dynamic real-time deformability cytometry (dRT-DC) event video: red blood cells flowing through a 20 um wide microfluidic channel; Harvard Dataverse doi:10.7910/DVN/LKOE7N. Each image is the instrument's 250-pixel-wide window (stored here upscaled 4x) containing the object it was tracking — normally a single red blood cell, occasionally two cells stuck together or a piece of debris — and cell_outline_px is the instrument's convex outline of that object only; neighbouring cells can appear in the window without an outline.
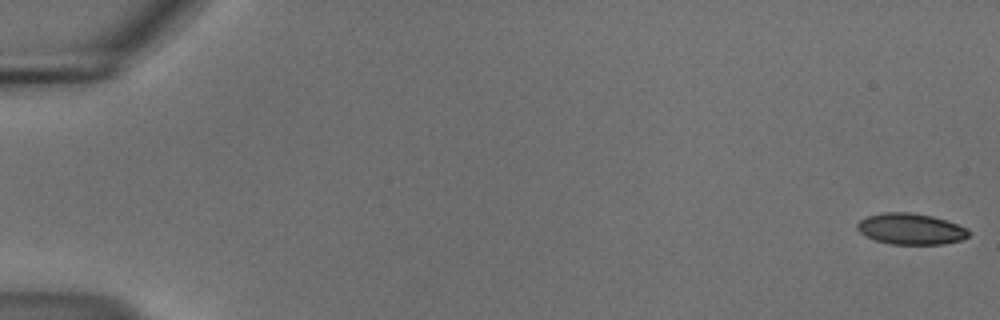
{"species": "common noctule bat (a hibernating species)", "species_latin": "Nyctalus noctula", "temperature_condition": "cold", "stored_images_in_passage": 55, "camera_frame_rate_fps": 3000, "um_per_image_px": 0.085, "animal": {"sex": "male", "body_mass_g": 18.8}, "frame": {"image": 1, "passage_image": 1, "time_ms": 0.0, "image_size_px": [1000, 320], "cell_outline_px": [[972, 232], [968, 236], [960, 240], [944, 244], [892, 244], [876, 240], [860, 232], [856, 228], [856, 224], [860, 220], [868, 216], [884, 212], [912, 212], [932, 216], [968, 228]], "centroid_in_image_um": [77.43, 19.45], "position_along_channel_um": 7.6, "area_um2": 20.11}}
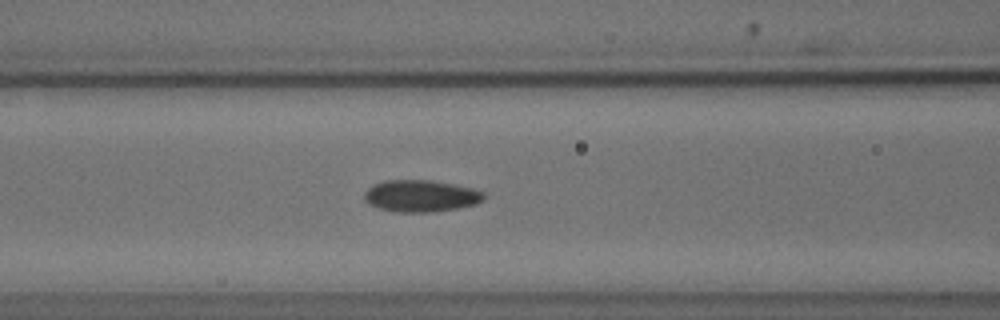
{"frame": {"image": 2, "passage_image": 24, "time_ms": 7.667, "image_size_px": [1000, 320], "cell_outline_px": [[484, 200], [476, 204], [456, 208], [432, 212], [396, 212], [376, 208], [368, 204], [364, 200], [364, 192], [372, 184], [384, 180], [432, 180], [472, 188], [484, 192]], "centroid_in_image_um": [35.72, 16.65], "position_along_channel_um": 130.9, "area_um2": 22.37}}
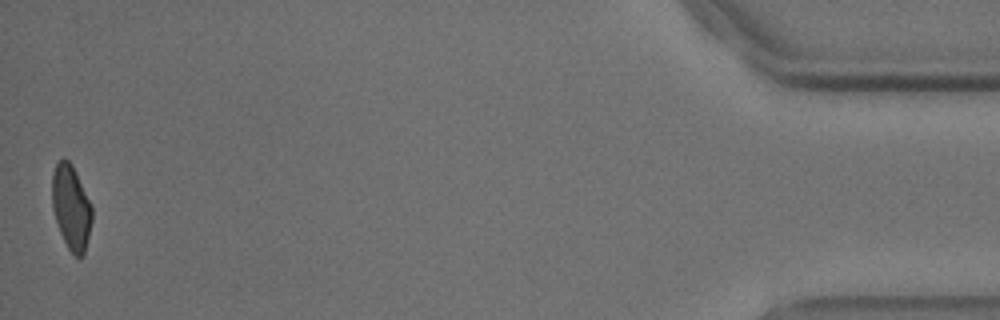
{"frame": {"image": 3, "passage_image": 55, "time_ms": 18.0, "image_size_px": [1000, 320], "cell_outline_px": [[92, 220], [84, 256], [76, 256], [68, 248], [60, 232], [52, 208], [52, 172], [56, 164], [60, 160], [68, 160], [72, 164], [92, 208]], "centroid_in_image_um": [6.04, 17.64], "position_along_channel_um": 429.2, "area_um2": 19.36}, "authors_computed_cell_mechanics": {"area_um2": 21.097, "velocity_mm_per_s": 3.7064, "shape_relaxation_time_tau1_ms": 5.4616, "shape_relaxation_time_tau2_ms": 3.0944, "deformation_change_tau1": 0.1233, "deformation_change_tau2": 0.0724}}